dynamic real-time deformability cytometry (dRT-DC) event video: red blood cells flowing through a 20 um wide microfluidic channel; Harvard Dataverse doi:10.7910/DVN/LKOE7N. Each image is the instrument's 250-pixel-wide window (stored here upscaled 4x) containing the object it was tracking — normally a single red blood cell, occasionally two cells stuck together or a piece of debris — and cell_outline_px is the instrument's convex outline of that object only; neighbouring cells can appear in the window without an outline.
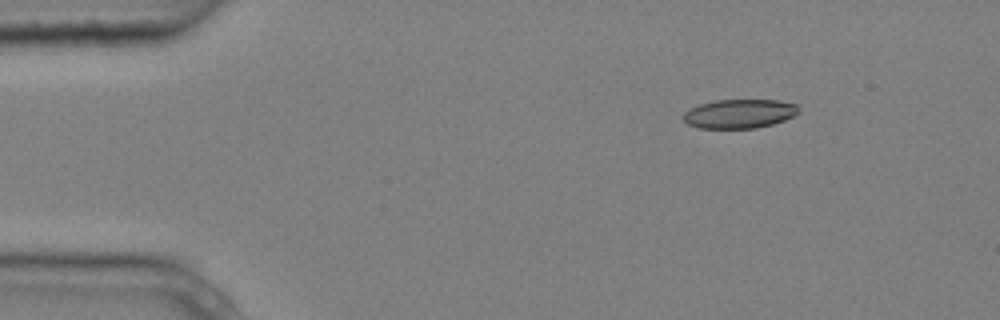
{"species": "common noctule bat (a hibernating species)", "species_latin": "Nyctalus noctula", "temperature_condition": "cold", "stored_images_in_passage": 4, "camera_frame_rate_fps": 3000, "um_per_image_px": 0.085, "animal": {"sex": "male", "body_mass_g": 20.4}, "frame": {"image": 1, "passage_image": 1, "time_ms": 0.0, "image_size_px": [1000, 320], "cell_outline_px": [[800, 112], [784, 120], [772, 124], [756, 128], [696, 128], [688, 124], [684, 120], [684, 112], [688, 108], [700, 104], [716, 100], [776, 100], [796, 104]], "centroid_in_image_um": [62.82, 9.67], "position_along_channel_um": 22.2, "area_um2": 19.48}}
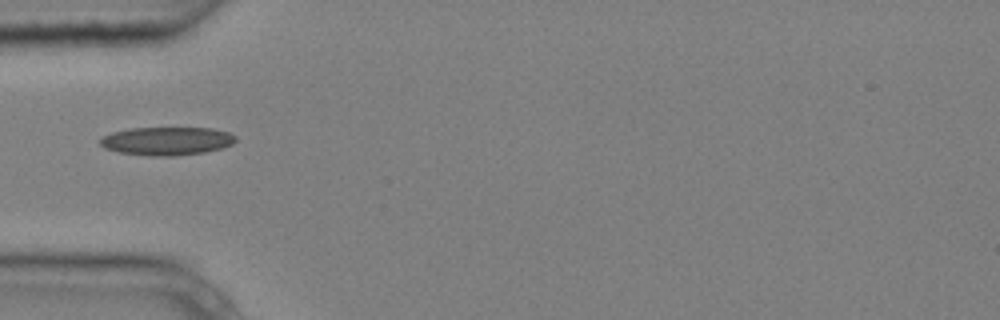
{"frame": {"image": 2, "passage_image": 4, "time_ms": 1.0, "image_size_px": [1000, 320], "cell_outline_px": [[236, 140], [232, 144], [224, 148], [204, 152], [176, 156], [148, 156], [120, 152], [104, 148], [100, 144], [100, 140], [104, 136], [112, 132], [132, 128], [212, 128], [228, 132], [236, 136]], "centroid_in_image_um": [14.21, 11.99], "position_along_channel_um": 70.8, "area_um2": 22.37}}